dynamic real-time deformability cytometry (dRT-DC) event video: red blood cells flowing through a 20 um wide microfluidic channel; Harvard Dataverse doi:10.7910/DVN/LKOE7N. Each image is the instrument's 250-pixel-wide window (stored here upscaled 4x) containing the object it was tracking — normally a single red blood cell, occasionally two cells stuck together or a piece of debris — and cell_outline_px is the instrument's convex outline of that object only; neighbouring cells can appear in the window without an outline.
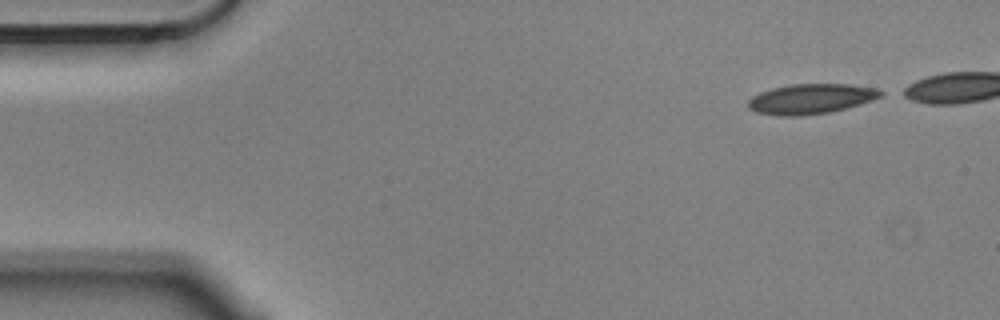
{"species": "Egyptian fruit bat (a non-hibernating species)", "species_latin": "Rousettus aegyptiacus", "temperature_condition": "cold", "stored_images_in_passage": 9, "camera_frame_rate_fps": 3000, "um_per_image_px": 0.085, "animal": {"sex": "male"}, "frame": {"image": 1, "passage_image": 1, "time_ms": 0.0, "image_size_px": [1000, 320], "cell_outline_px": [[884, 92], [880, 96], [872, 100], [860, 104], [828, 112], [800, 116], [776, 116], [756, 112], [748, 108], [748, 100], [752, 96], [760, 92], [772, 88], [792, 84], [848, 84], [876, 88]], "centroid_in_image_um": [68.88, 8.4], "position_along_channel_um": 16.1, "area_um2": 23.12}}
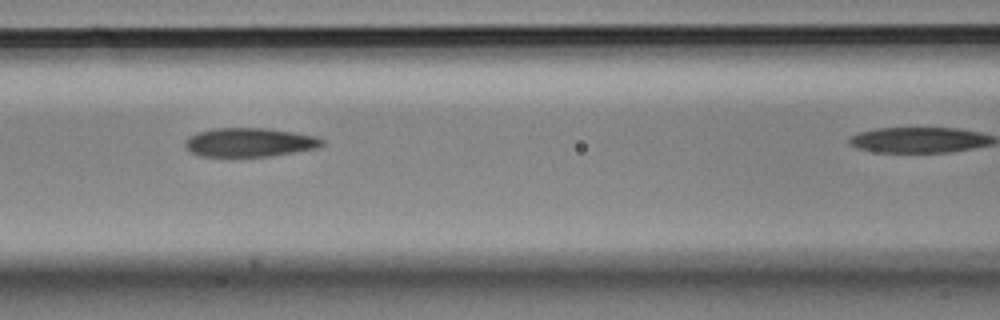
{"frame": {"image": 2, "passage_image": 7, "time_ms": 2.0, "image_size_px": [1000, 320], "cell_outline_px": [[324, 144], [316, 148], [268, 156], [200, 156], [192, 152], [184, 144], [184, 140], [188, 136], [196, 132], [216, 128], [264, 128], [292, 132], [316, 136], [324, 140]], "centroid_in_image_um": [21.17, 12.09], "position_along_channel_um": 145.4, "area_um2": 22.83}}
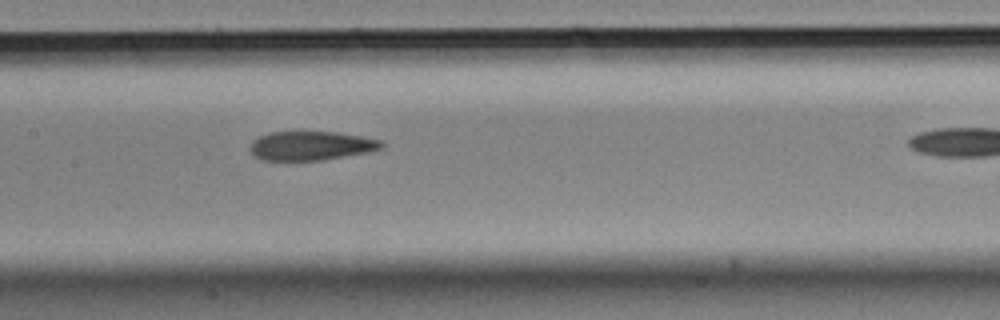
{"frame": {"image": 3, "passage_image": 8, "time_ms": 2.333, "image_size_px": [1000, 320], "cell_outline_px": [[384, 148], [368, 152], [320, 160], [260, 160], [248, 148], [252, 140], [268, 132], [336, 132], [360, 136], [380, 140], [384, 144]], "centroid_in_image_um": [26.41, 12.38], "position_along_channel_um": 181.0, "area_um2": 22.14}}